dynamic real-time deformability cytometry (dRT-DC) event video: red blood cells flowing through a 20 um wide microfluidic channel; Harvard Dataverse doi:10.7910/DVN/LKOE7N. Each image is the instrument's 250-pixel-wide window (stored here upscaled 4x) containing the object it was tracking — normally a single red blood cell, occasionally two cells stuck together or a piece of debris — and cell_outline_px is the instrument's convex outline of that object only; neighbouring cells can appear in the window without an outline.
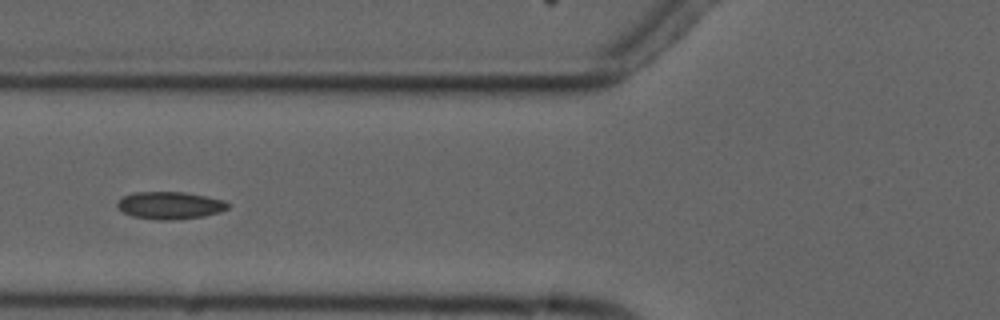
{"species": "common noctule bat (a hibernating species)", "species_latin": "Nyctalus noctula", "temperature_condition": "cold", "stored_images_in_passage": 5, "camera_frame_rate_fps": 3000, "um_per_image_px": 0.085, "animal": {"sex": "male", "forearm_length_mm": 52.5}, "frame": {"image": 1, "passage_image": 5, "time_ms": 5.667, "image_size_px": [1000, 320], "cell_outline_px": [[228, 208], [220, 212], [204, 216], [176, 220], [160, 220], [132, 216], [116, 208], [116, 204], [124, 196], [136, 192], [184, 192], [224, 200], [228, 204]], "centroid_in_image_um": [14.44, 17.46], "position_along_channel_um": 111.4, "area_um2": 17.57}}